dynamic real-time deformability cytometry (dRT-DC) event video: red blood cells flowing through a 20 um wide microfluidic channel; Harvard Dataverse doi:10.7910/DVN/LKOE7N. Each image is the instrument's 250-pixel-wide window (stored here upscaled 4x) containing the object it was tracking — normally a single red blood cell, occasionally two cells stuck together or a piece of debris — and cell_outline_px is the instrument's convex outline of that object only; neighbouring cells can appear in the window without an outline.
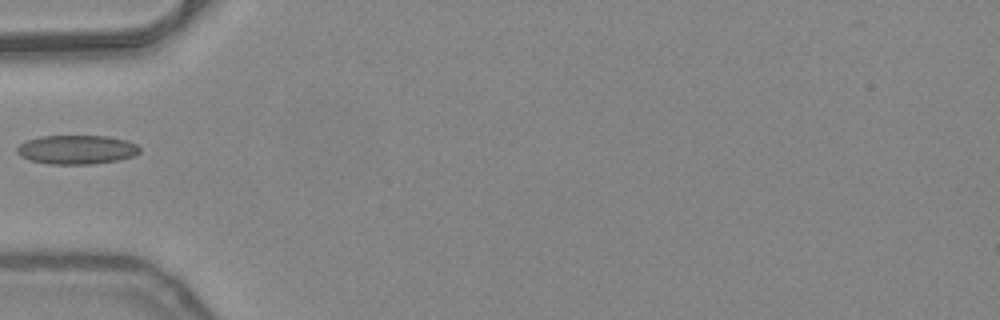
{"species": "common noctule bat (a hibernating species)", "species_latin": "Nyctalus noctula", "temperature_condition": "warm", "stored_images_in_passage": 2, "camera_frame_rate_fps": 3000, "um_per_image_px": 0.085, "animal": {"sex": "female", "body_mass_g": 24.6, "forearm_length_mm": 56.2}, "frame": {"image": 1, "passage_image": 1, "time_ms": 0.0, "image_size_px": [1000, 320], "cell_outline_px": [[140, 152], [132, 156], [116, 160], [92, 164], [48, 164], [28, 160], [20, 156], [16, 152], [16, 148], [20, 144], [28, 140], [40, 136], [108, 136], [128, 140], [136, 144], [140, 148]], "centroid_in_image_um": [6.5, 12.72], "position_along_channel_um": 78.5, "area_um2": 20.81}}